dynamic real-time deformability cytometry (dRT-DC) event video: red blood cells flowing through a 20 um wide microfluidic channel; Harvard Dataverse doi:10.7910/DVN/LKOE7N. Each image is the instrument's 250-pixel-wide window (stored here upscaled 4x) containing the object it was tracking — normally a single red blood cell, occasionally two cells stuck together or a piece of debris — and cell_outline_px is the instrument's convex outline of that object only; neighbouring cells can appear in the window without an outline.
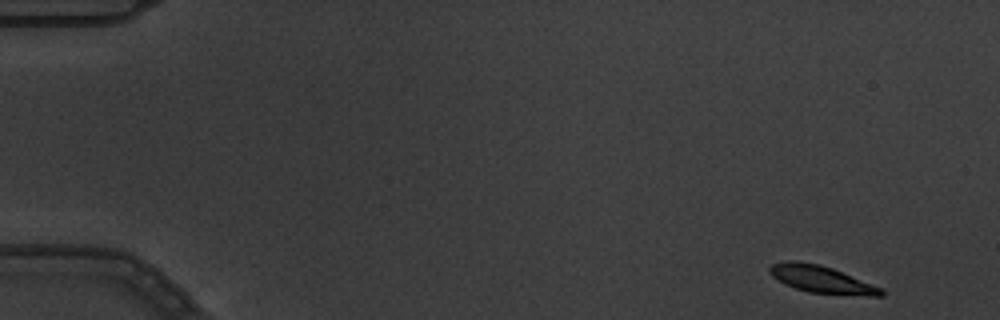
{"species": "common noctule bat (a hibernating species)", "species_latin": "Nyctalus noctula", "temperature_condition": "warm", "stored_images_in_passage": 5, "camera_frame_rate_fps": 3000, "um_per_image_px": 0.085, "animal": {"sex": "male", "body_mass_g": 19.5, "forearm_length_mm": 54.6}, "frame": {"image": 1, "passage_image": 1, "time_ms": 0.0, "image_size_px": [1000, 320], "cell_outline_px": [[884, 296], [868, 296], [808, 292], [784, 284], [772, 276], [768, 272], [768, 268], [772, 264], [788, 260], [796, 260], [820, 264], [832, 268], [880, 288], [884, 292]], "centroid_in_image_um": [69.76, 23.73], "position_along_channel_um": 15.2, "area_um2": 17.51}}
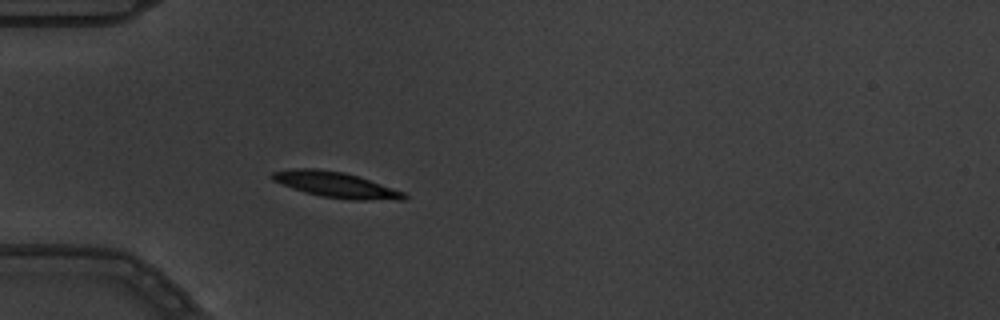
{"frame": {"image": 2, "passage_image": 5, "time_ms": 1.333, "image_size_px": [1000, 320], "cell_outline_px": [[408, 196], [404, 200], [352, 200], [320, 196], [304, 192], [292, 188], [272, 180], [272, 172], [288, 168], [320, 168], [344, 172], [404, 192]], "centroid_in_image_um": [28.51, 15.7], "position_along_channel_um": 56.5, "area_um2": 19.65}}